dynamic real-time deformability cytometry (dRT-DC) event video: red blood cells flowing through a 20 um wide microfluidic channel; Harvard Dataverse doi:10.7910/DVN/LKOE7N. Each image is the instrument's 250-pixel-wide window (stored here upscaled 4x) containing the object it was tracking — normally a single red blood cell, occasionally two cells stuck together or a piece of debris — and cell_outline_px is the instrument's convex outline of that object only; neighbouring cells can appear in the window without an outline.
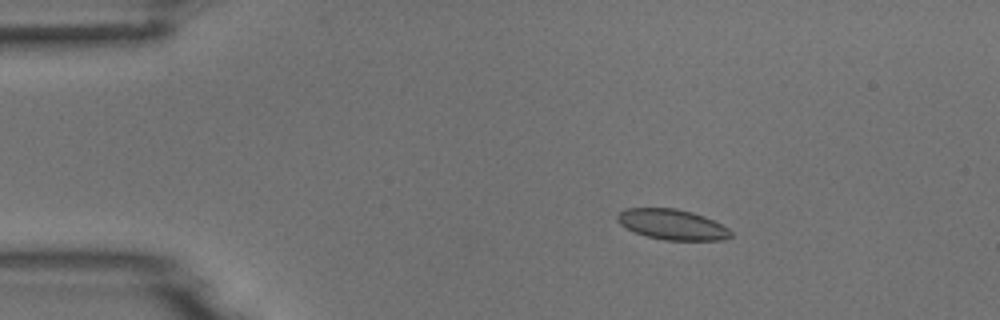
{"species": "common noctule bat (a hibernating species)", "species_latin": "Nyctalus noctula", "temperature_condition": "room temperature", "stored_images_in_passage": 6, "camera_frame_rate_fps": 3000, "um_per_image_px": 0.085, "animal": {"sex": "male", "body_mass_g": 18.8}, "frame": {"image": 1, "passage_image": 3, "time_ms": 2.333, "image_size_px": [1000, 320], "cell_outline_px": [[732, 236], [724, 240], [664, 240], [648, 236], [636, 232], [620, 224], [616, 220], [616, 216], [624, 208], [676, 208], [692, 212], [704, 216], [728, 228], [732, 232]], "centroid_in_image_um": [57.14, 19.07], "position_along_channel_um": 27.9, "area_um2": 20.0}}
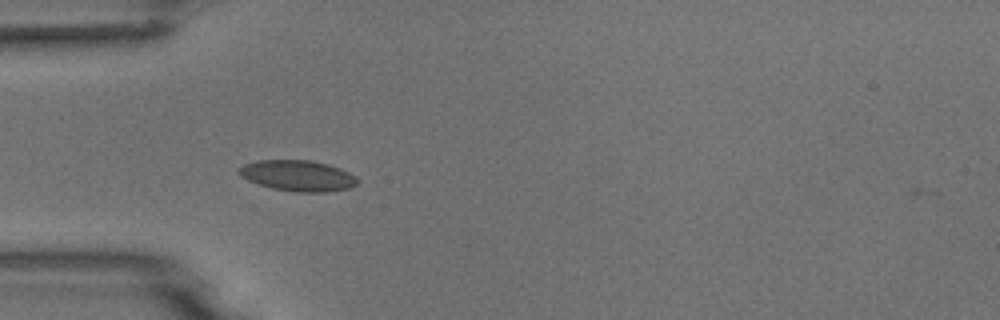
{"frame": {"image": 2, "passage_image": 5, "time_ms": 4.667, "image_size_px": [1000, 320], "cell_outline_px": [[360, 180], [352, 188], [328, 192], [296, 192], [272, 188], [248, 180], [240, 176], [236, 172], [236, 168], [244, 164], [260, 160], [312, 160], [328, 164], [340, 168], [356, 176]], "centroid_in_image_um": [25.32, 14.93], "position_along_channel_um": 59.7, "area_um2": 21.56}}